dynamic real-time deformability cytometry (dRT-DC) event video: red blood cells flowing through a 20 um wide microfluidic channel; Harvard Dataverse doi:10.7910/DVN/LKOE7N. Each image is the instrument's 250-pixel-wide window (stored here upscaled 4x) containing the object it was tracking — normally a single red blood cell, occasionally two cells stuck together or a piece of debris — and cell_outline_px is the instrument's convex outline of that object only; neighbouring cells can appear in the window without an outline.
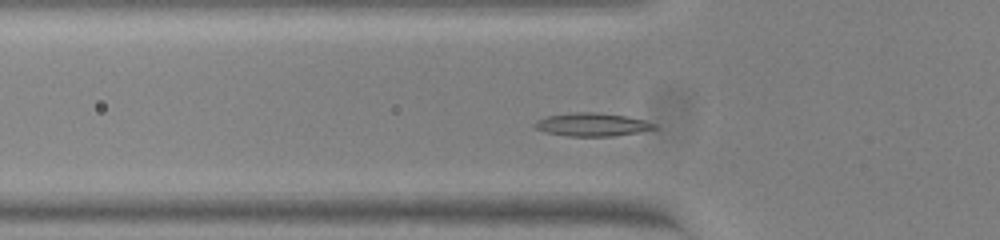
{"species": "common noctule bat (a hibernating species)", "species_latin": "Nyctalus noctula", "temperature_condition": "warm", "stored_images_in_passage": 42, "segment_of_instrument_passage": [1, 2], "camera_frame_rate_fps": 3000, "um_per_image_px": 0.085, "animal": {"sex": "female", "body_mass_g": 23.0, "forearm_length_mm": 53.4}, "frame": {"image": 1, "passage_image": 5, "time_ms": 1.333, "image_size_px": [1000, 240], "cell_outline_px": [[656, 128], [616, 136], [568, 136], [544, 132], [536, 128], [532, 124], [536, 120], [548, 116], [572, 112], [596, 112], [624, 116], [644, 120], [656, 124]], "centroid_in_image_um": [50.28, 10.59], "position_along_channel_um": 75.5, "area_um2": 16.07}}
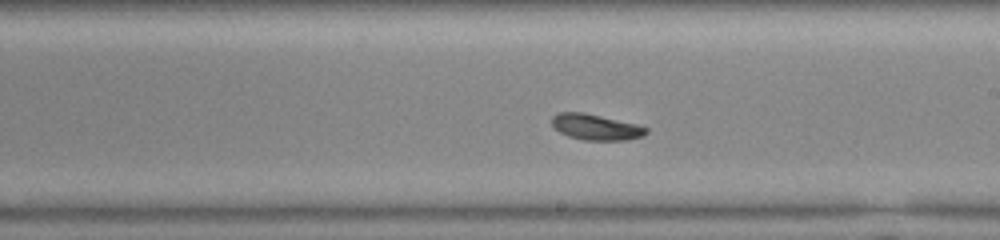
{"frame": {"image": 2, "passage_image": 18, "time_ms": 5.667, "image_size_px": [1000, 240], "cell_outline_px": [[648, 132], [644, 136], [628, 140], [584, 140], [568, 136], [552, 128], [552, 116], [560, 112], [584, 112], [636, 124], [648, 128]], "centroid_in_image_um": [50.64, 10.8], "position_along_channel_um": 238.4, "area_um2": 14.28}}
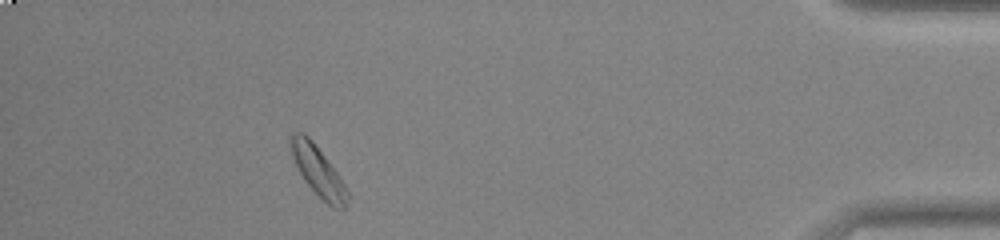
{"frame": {"image": 3, "passage_image": 36, "time_ms": 11.667, "image_size_px": [1000, 240], "cell_outline_px": [[348, 200], [344, 208], [332, 208], [304, 180], [292, 156], [288, 144], [288, 140], [292, 132], [304, 132], [312, 140], [336, 172], [344, 184], [348, 192]], "centroid_in_image_um": [26.99, 14.49], "position_along_channel_um": 408.2, "area_um2": 16.07}}